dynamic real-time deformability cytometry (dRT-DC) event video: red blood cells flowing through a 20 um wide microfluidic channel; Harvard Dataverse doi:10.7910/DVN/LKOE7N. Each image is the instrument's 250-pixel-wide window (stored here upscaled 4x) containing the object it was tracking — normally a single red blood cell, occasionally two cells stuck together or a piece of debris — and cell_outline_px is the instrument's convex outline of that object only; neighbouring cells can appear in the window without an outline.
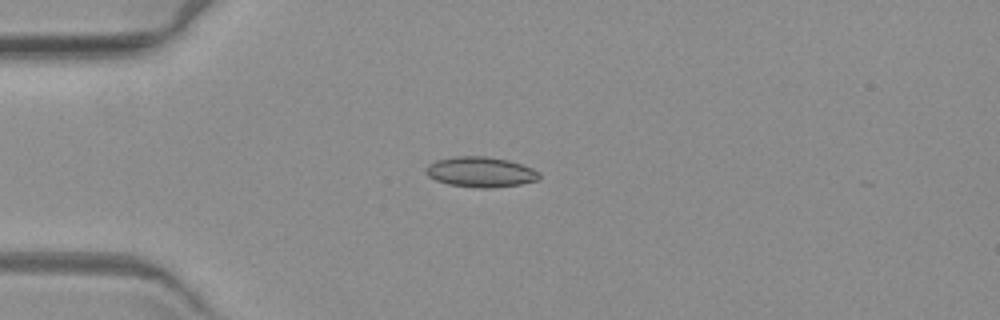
{"species": "common noctule bat (a hibernating species)", "species_latin": "Nyctalus noctula", "temperature_condition": "warm", "stored_images_in_passage": 5, "camera_frame_rate_fps": 3000, "um_per_image_px": 0.085, "animal": {"sex": "female", "body_mass_g": 19.3, "forearm_length_mm": 54.1}, "frame": {"image": 1, "passage_image": 5, "time_ms": 5.0, "image_size_px": [1000, 320], "cell_outline_px": [[540, 176], [536, 180], [520, 184], [492, 188], [476, 188], [448, 184], [436, 180], [428, 176], [424, 172], [424, 168], [428, 164], [436, 160], [456, 156], [484, 156], [508, 160], [532, 168], [540, 172]], "centroid_in_image_um": [40.81, 14.62], "position_along_channel_um": 44.2, "area_um2": 20.06}}